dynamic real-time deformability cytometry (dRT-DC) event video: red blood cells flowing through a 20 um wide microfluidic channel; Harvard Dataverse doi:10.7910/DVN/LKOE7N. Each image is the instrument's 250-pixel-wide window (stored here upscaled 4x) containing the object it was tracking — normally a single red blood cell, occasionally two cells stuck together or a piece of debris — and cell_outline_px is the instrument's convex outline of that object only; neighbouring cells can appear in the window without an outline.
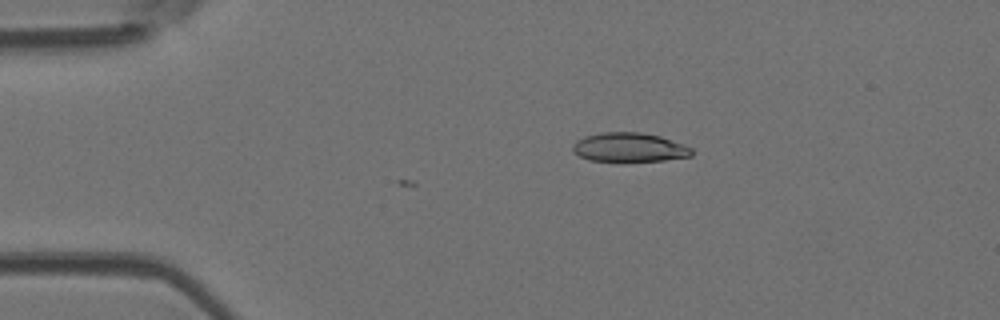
{"species": "Egyptian fruit bat (a non-hibernating species)", "species_latin": "Rousettus aegyptiacus", "temperature_condition": "room temperature", "stored_images_in_passage": 4, "camera_frame_rate_fps": 3000, "um_per_image_px": 0.085, "animal": {"sex": "female"}, "frame": {"image": 1, "passage_image": 4, "time_ms": 1.0, "image_size_px": [1000, 320], "cell_outline_px": [[692, 156], [664, 160], [588, 160], [572, 152], [572, 144], [576, 140], [584, 136], [604, 132], [640, 132], [660, 136], [684, 144], [692, 148]], "centroid_in_image_um": [53.47, 12.5], "position_along_channel_um": 31.5, "area_um2": 20.0}}